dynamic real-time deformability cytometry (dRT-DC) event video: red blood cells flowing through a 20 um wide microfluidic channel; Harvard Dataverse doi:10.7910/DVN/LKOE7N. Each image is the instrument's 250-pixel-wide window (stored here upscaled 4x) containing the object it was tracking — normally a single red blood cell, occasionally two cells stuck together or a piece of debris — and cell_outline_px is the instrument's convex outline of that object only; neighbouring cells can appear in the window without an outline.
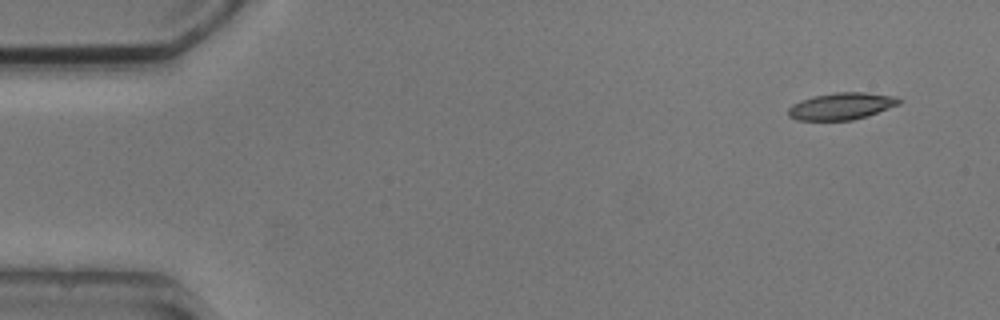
{"species": "common noctule bat (a hibernating species)", "species_latin": "Nyctalus noctula", "temperature_condition": "cold", "stored_images_in_passage": 5, "camera_frame_rate_fps": 3000, "um_per_image_px": 0.085, "animal": {"sex": "male", "body_mass_g": 20.5, "forearm_length_mm": 52.5}, "frame": {"image": 1, "passage_image": 1, "time_ms": 0.0, "image_size_px": [1000, 320], "cell_outline_px": [[904, 100], [900, 104], [868, 116], [852, 120], [796, 120], [788, 116], [788, 108], [792, 104], [800, 100], [812, 96], [836, 92], [864, 92], [896, 96]], "centroid_in_image_um": [71.54, 9.02], "position_along_channel_um": 13.5, "area_um2": 17.63}}
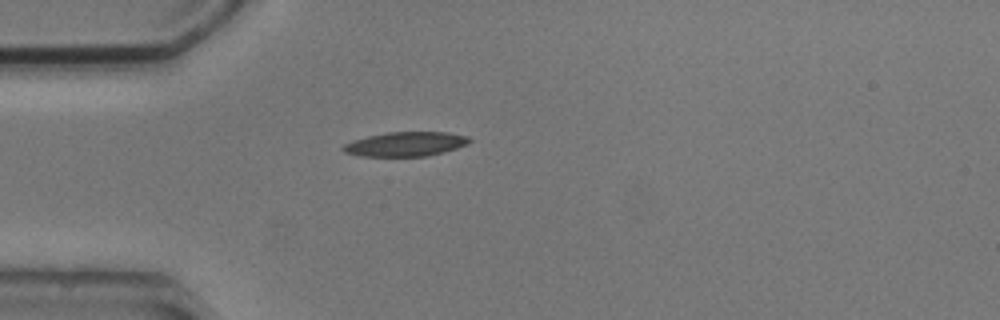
{"frame": {"image": 2, "passage_image": 4, "time_ms": 3.667, "image_size_px": [1000, 320], "cell_outline_px": [[472, 140], [468, 144], [444, 152], [428, 156], [360, 156], [344, 152], [340, 148], [344, 144], [352, 140], [368, 136], [388, 132], [448, 132], [468, 136]], "centroid_in_image_um": [34.48, 12.24], "position_along_channel_um": 50.5, "area_um2": 18.03}}